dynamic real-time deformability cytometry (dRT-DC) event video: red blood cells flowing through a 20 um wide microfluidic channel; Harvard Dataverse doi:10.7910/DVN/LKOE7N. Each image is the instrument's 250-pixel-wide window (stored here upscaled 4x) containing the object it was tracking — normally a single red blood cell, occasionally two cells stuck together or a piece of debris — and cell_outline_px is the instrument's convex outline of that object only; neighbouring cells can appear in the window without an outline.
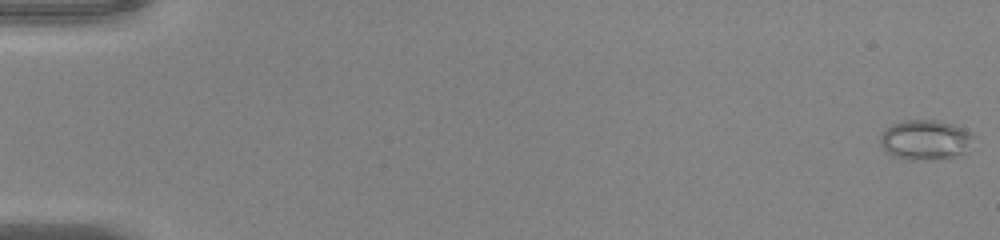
{"species": "common noctule bat (a hibernating species)", "species_latin": "Nyctalus noctula", "temperature_condition": "warm", "stored_images_in_passage": 51, "camera_frame_rate_fps": 3000, "um_per_image_px": 0.085, "animal": {"sex": "male", "body_mass_g": 20.0, "forearm_length_mm": 53.3}, "frame": {"image": 1, "passage_image": 1, "time_ms": 0.0, "image_size_px": [1000, 240], "cell_outline_px": [[976, 136], [968, 152], [952, 156], [920, 160], [912, 160], [892, 156], [884, 152], [880, 144], [880, 132], [884, 128], [892, 124], [904, 120], [940, 120], [964, 128], [972, 132]], "centroid_in_image_um": [78.65, 11.87], "position_along_channel_um": 6.4, "area_um2": 22.2}}
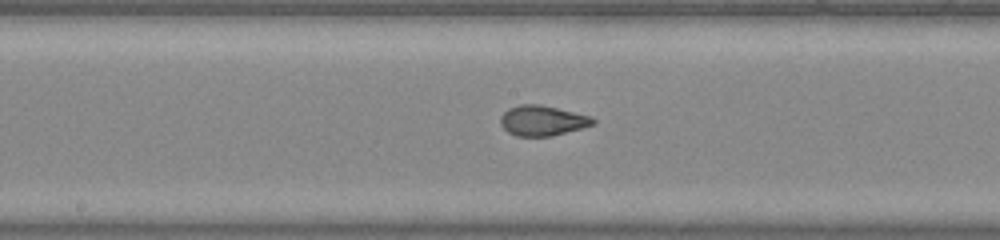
{"frame": {"image": 2, "passage_image": 28, "time_ms": 9.0, "image_size_px": [1000, 240], "cell_outline_px": [[596, 124], [552, 136], [516, 136], [508, 132], [500, 124], [500, 116], [508, 108], [520, 104], [540, 104], [592, 116], [596, 120]], "centroid_in_image_um": [46.11, 10.24], "position_along_channel_um": 202.1, "area_um2": 16.42}}
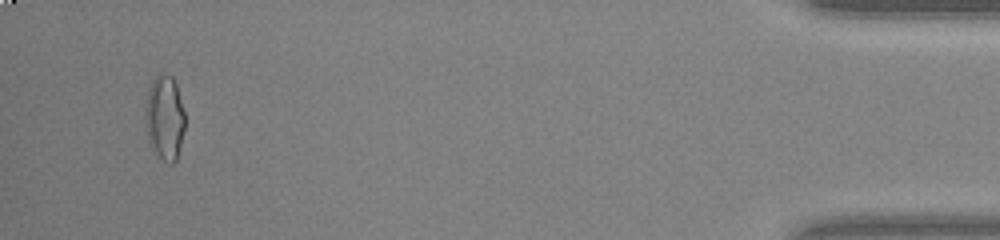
{"frame": {"image": 3, "passage_image": 49, "time_ms": 16.0, "image_size_px": [1000, 240], "cell_outline_px": [[184, 128], [176, 160], [172, 164], [168, 164], [152, 148], [148, 140], [144, 124], [144, 112], [148, 88], [156, 72], [160, 72], [172, 76], [176, 84], [184, 112]], "centroid_in_image_um": [13.96, 9.95], "position_along_channel_um": 421.2, "area_um2": 19.77}, "authors_computed_cell_mechanics": {"area_um2": 17.6868, "velocity_mm_per_s": 4.1677, "shape_relaxation_time_tau1_ms": null, "shape_relaxation_time_tau2_ms": 0.8362, "deformation_change_tau1": null, "deformation_change_tau2": 0.0617}}